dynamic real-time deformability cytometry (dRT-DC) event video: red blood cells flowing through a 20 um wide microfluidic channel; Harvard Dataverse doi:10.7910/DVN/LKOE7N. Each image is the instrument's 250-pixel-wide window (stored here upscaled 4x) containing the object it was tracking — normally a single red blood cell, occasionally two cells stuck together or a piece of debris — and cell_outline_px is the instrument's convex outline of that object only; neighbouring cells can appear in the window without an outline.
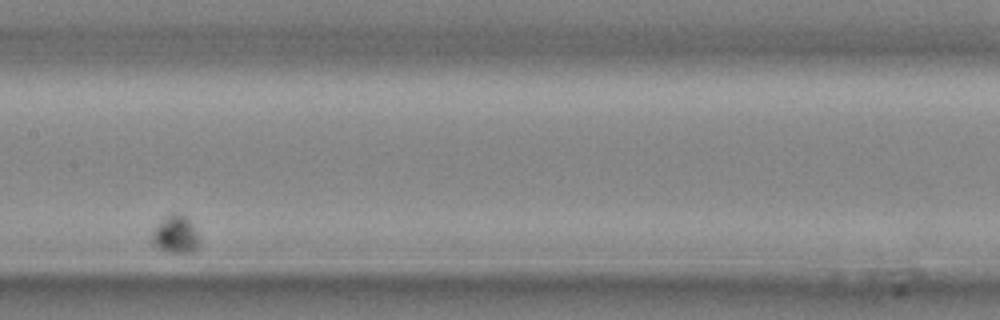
{"species": "common noctule bat (a hibernating species)", "species_latin": "Nyctalus noctula", "temperature_condition": "cold", "stored_images_in_passage": 22, "camera_frame_rate_fps": 3000, "um_per_image_px": 0.085, "animal": {"sex": "male", "body_mass_g": 20.4}, "frame": {"image": 1, "passage_image": 13, "time_ms": 4.0, "image_size_px": [1000, 320], "cell_outline_px": [[196, 248], [192, 252], [164, 252], [152, 240], [152, 228], [172, 212], [176, 212], [188, 216], [196, 232]], "centroid_in_image_um": [14.88, 19.89], "position_along_channel_um": 192.5, "area_um2": 10.12}}
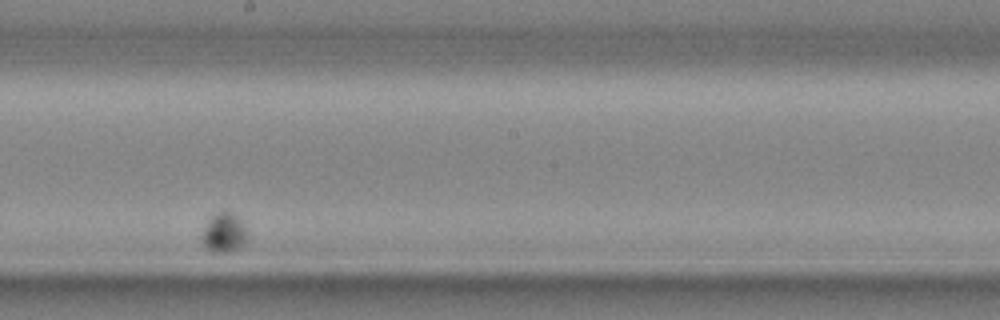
{"frame": {"image": 2, "passage_image": 15, "time_ms": 4.667, "image_size_px": [1000, 320], "cell_outline_px": [[248, 240], [244, 244], [228, 252], [212, 252], [204, 248], [200, 240], [200, 236], [208, 220], [216, 212], [228, 212], [244, 228], [248, 236]], "centroid_in_image_um": [18.95, 19.85], "position_along_channel_um": 229.2, "area_um2": 10.12}}